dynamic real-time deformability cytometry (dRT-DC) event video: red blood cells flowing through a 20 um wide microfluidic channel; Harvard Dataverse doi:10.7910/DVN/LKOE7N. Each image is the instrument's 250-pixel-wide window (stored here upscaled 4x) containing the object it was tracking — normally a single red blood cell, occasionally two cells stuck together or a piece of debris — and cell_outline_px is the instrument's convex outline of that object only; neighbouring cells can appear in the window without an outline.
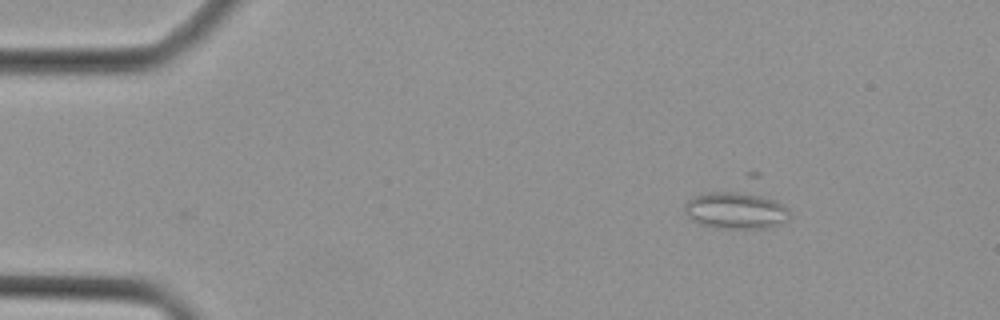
{"species": "Egyptian fruit bat (a non-hibernating species)", "species_latin": "Rousettus aegyptiacus", "temperature_condition": "cold", "stored_images_in_passage": 8, "camera_frame_rate_fps": 3000, "um_per_image_px": 0.085, "animal": {"sex": "female"}, "frame": {"image": 1, "passage_image": 1, "time_ms": 0.0, "image_size_px": [1000, 320], "cell_outline_px": [[788, 220], [764, 228], [720, 228], [700, 224], [692, 220], [684, 212], [684, 204], [688, 200], [704, 192], [752, 192], [776, 200], [788, 208]], "centroid_in_image_um": [62.52, 17.87], "position_along_channel_um": 22.5, "area_um2": 22.54}}